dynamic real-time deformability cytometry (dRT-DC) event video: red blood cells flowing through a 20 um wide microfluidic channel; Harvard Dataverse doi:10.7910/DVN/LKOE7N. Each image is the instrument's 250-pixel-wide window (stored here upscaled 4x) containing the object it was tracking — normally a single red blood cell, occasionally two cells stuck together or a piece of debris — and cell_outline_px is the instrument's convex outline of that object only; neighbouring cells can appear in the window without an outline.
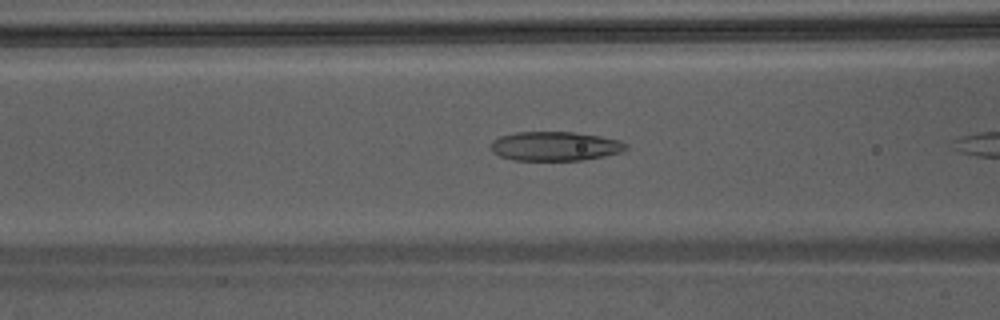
{"species": "Egyptian fruit bat (a non-hibernating species)", "species_latin": "Rousettus aegyptiacus", "temperature_condition": "warm", "stored_images_in_passage": 32, "camera_frame_rate_fps": 3000, "um_per_image_px": 0.085, "animal": {"sex": "male"}, "frame": {"image": 1, "passage_image": 13, "time_ms": 4.0, "image_size_px": [1000, 320], "cell_outline_px": [[628, 148], [624, 152], [604, 156], [580, 160], [512, 160], [500, 156], [492, 152], [488, 144], [492, 140], [500, 136], [516, 132], [576, 132], [600, 136], [620, 140], [628, 144]], "centroid_in_image_um": [47.17, 12.42], "position_along_channel_um": 119.4, "area_um2": 23.29}}
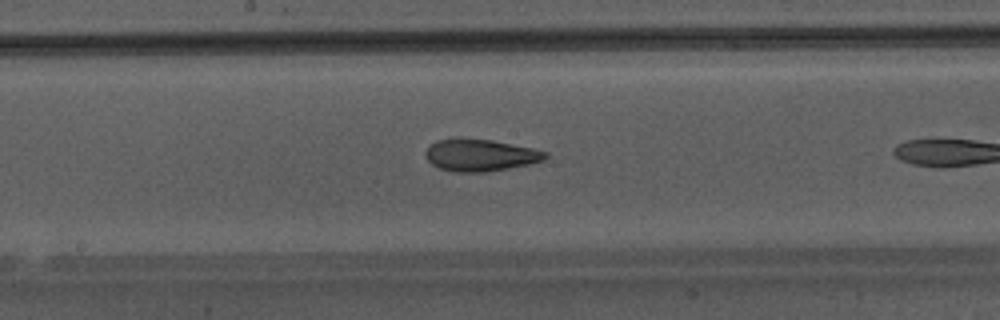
{"frame": {"image": 2, "passage_image": 19, "time_ms": 6.0, "image_size_px": [1000, 320], "cell_outline_px": [[548, 156], [544, 160], [528, 164], [508, 168], [484, 172], [456, 172], [440, 168], [432, 164], [428, 160], [424, 152], [436, 140], [492, 140], [532, 148], [548, 152]], "centroid_in_image_um": [40.86, 13.21], "position_along_channel_um": 207.3, "area_um2": 21.73}}
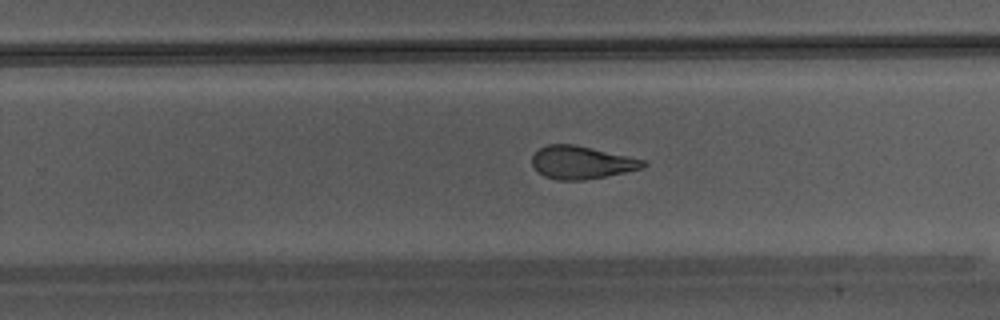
{"frame": {"image": 3, "passage_image": 24, "time_ms": 7.667, "image_size_px": [1000, 320], "cell_outline_px": [[648, 164], [640, 168], [624, 172], [584, 180], [556, 180], [544, 176], [532, 164], [532, 156], [540, 148], [548, 144], [572, 144], [644, 160]], "centroid_in_image_um": [49.38, 13.81], "position_along_channel_um": 280.4, "area_um2": 20.75}}